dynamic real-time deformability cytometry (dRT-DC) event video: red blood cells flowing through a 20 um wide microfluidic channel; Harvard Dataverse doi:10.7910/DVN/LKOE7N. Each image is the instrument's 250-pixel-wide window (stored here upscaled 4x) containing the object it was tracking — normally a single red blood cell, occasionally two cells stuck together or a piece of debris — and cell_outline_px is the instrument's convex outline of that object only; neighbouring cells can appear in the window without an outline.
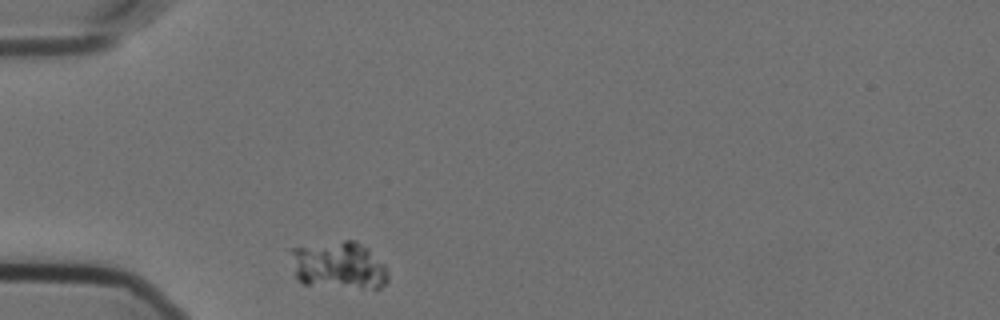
{"species": "Egyptian fruit bat (a non-hibernating species)", "species_latin": "Rousettus aegyptiacus", "temperature_condition": "cold", "stored_images_in_passage": 6, "camera_frame_rate_fps": 3000, "um_per_image_px": 0.085, "animal": {"sex": "female"}, "frame": {"image": 1, "passage_image": 1, "time_ms": 0.0, "image_size_px": [1000, 320], "cell_outline_px": [[388, 280], [380, 288], [360, 288], [304, 284], [296, 280], [292, 252], [292, 248], [344, 240], [356, 240], [368, 248], [384, 264], [388, 272]], "centroid_in_image_um": [28.83, 22.56], "position_along_channel_um": 56.2, "area_um2": 26.76}}
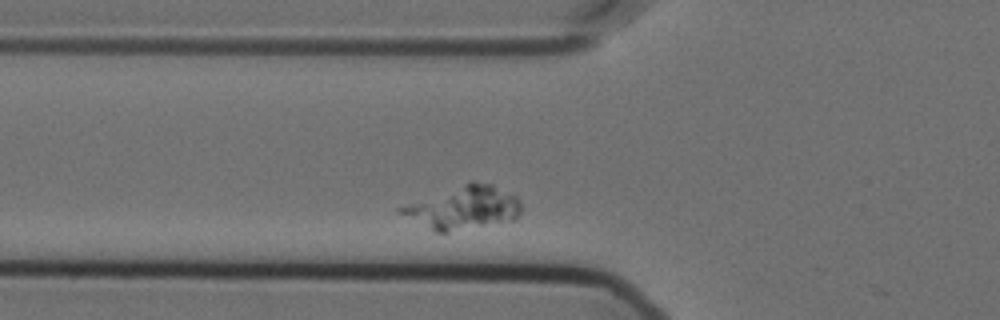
{"frame": {"image": 2, "passage_image": 5, "time_ms": 1.333, "image_size_px": [1000, 320], "cell_outline_px": [[520, 212], [512, 220], [448, 232], [436, 232], [396, 212], [396, 208], [472, 180], [492, 184], [512, 192], [520, 200]], "centroid_in_image_um": [39.39, 17.63], "position_along_channel_um": 86.4, "area_um2": 29.94}}